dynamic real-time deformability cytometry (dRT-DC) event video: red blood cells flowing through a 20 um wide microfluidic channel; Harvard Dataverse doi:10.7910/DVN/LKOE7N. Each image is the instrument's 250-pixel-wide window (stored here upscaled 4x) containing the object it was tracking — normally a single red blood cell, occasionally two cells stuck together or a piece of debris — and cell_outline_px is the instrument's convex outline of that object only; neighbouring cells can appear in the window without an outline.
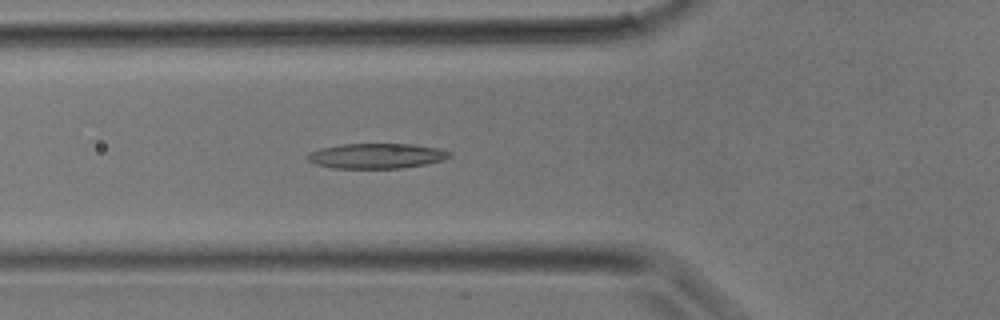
{"species": "common noctule bat (a hibernating species)", "species_latin": "Nyctalus noctula", "temperature_condition": "room temperature", "stored_images_in_passage": 32, "camera_frame_rate_fps": 3000, "um_per_image_px": 0.085, "animal": {"sex": "male", "body_mass_g": 17.9}, "frame": {"image": 1, "passage_image": 11, "time_ms": 3.333, "image_size_px": [1000, 320], "cell_outline_px": [[452, 156], [440, 160], [424, 164], [400, 168], [332, 168], [316, 164], [308, 160], [304, 156], [308, 152], [320, 148], [340, 144], [412, 144], [436, 148], [452, 152]], "centroid_in_image_um": [31.93, 13.24], "position_along_channel_um": 93.9, "area_um2": 20.75}}
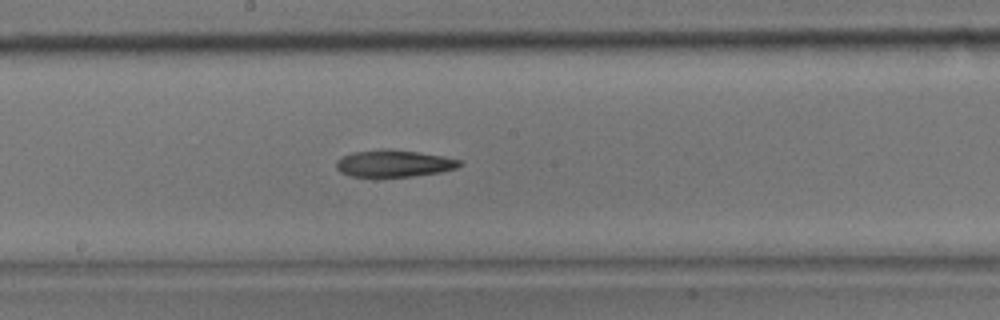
{"frame": {"image": 2, "passage_image": 17, "time_ms": 5.333, "image_size_px": [1000, 320], "cell_outline_px": [[464, 164], [456, 168], [440, 172], [412, 176], [352, 176], [340, 172], [336, 168], [336, 160], [352, 152], [384, 148], [416, 152], [444, 156], [464, 160]], "centroid_in_image_um": [33.52, 13.88], "position_along_channel_um": 214.7, "area_um2": 19.36}}
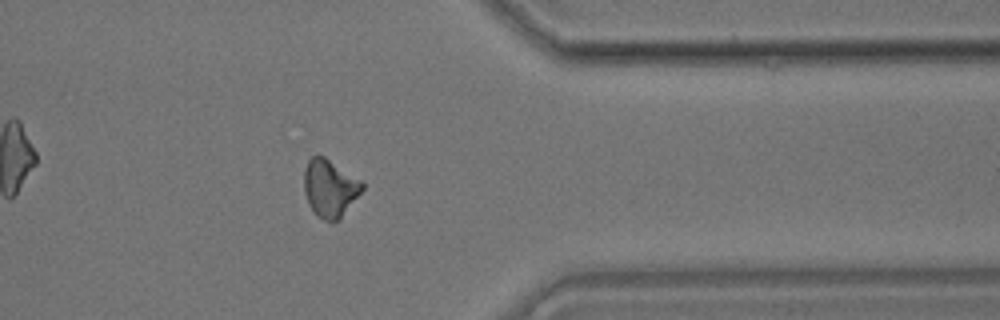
{"frame": {"image": 3, "passage_image": 26, "time_ms": 8.333, "image_size_px": [1000, 320], "cell_outline_px": [[364, 188], [340, 220], [332, 224], [316, 216], [312, 212], [308, 204], [304, 192], [304, 168], [308, 160], [312, 156], [324, 156], [360, 180], [364, 184]], "centroid_in_image_um": [28.02, 16.05], "position_along_channel_um": 383.4, "area_um2": 19.77}}